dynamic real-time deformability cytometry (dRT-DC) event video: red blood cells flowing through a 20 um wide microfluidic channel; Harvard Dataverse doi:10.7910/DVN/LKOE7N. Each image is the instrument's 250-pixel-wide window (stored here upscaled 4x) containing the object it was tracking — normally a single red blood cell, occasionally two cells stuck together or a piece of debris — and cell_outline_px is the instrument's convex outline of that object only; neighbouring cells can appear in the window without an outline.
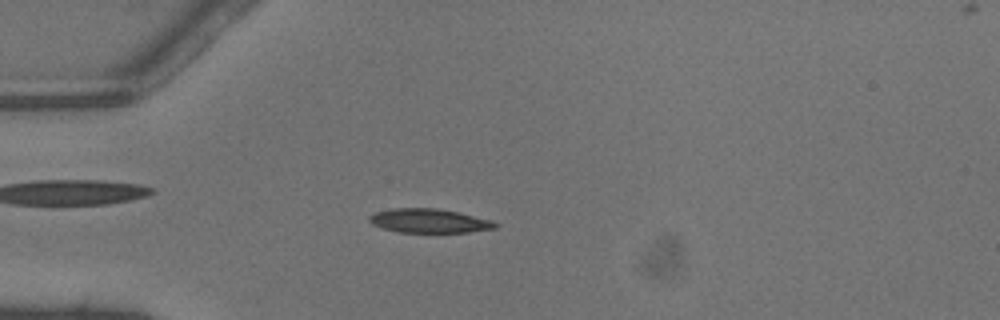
{"species": "common noctule bat (a hibernating species)", "species_latin": "Nyctalus noctula", "temperature_condition": "warm", "stored_images_in_passage": 47, "camera_frame_rate_fps": 3000, "um_per_image_px": 0.085, "animal": {"sex": "male", "body_mass_g": 13.3}, "frame": {"image": 1, "passage_image": 14, "time_ms": 4.333, "image_size_px": [1000, 320], "cell_outline_px": [[500, 224], [496, 228], [468, 232], [396, 232], [380, 228], [372, 224], [368, 220], [368, 216], [376, 212], [392, 208], [436, 208], [460, 212], [492, 220]], "centroid_in_image_um": [36.47, 18.77], "position_along_channel_um": 48.5, "area_um2": 17.86}}
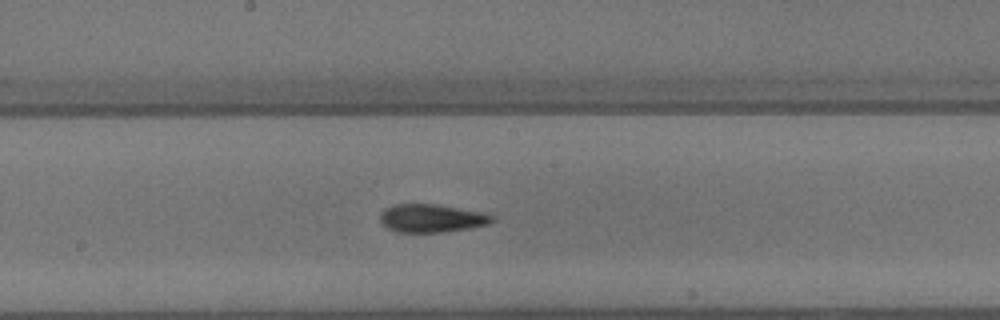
{"frame": {"image": 2, "passage_image": 26, "time_ms": 8.333, "image_size_px": [1000, 320], "cell_outline_px": [[496, 220], [488, 224], [468, 228], [440, 232], [396, 232], [388, 228], [380, 220], [380, 212], [384, 208], [392, 204], [436, 204], [484, 212], [496, 216]], "centroid_in_image_um": [36.7, 18.54], "position_along_channel_um": 211.5, "area_um2": 18.5}}
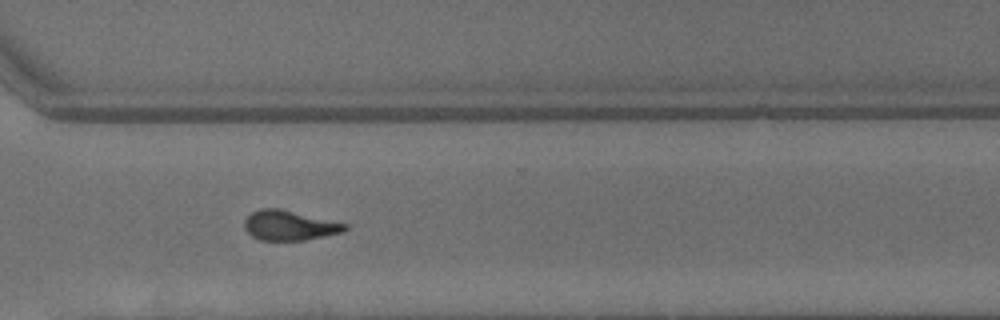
{"frame": {"image": 3, "passage_image": 35, "time_ms": 11.333, "image_size_px": [1000, 320], "cell_outline_px": [[348, 228], [344, 232], [304, 240], [260, 240], [252, 236], [244, 228], [244, 220], [252, 212], [260, 208], [280, 208], [348, 224]], "centroid_in_image_um": [24.6, 19.15], "position_along_channel_um": 346.0, "area_um2": 17.51}, "authors_computed_cell_mechanics": {"area_um2": 17.7446, "velocity_mm_per_s": 4.4998, "shape_relaxation_time_tau1_ms": 5.5705, "shape_relaxation_time_tau2_ms": 1.7655, "deformation_change_tau1": 0.2289, "deformation_change_tau2": 0.0813}}